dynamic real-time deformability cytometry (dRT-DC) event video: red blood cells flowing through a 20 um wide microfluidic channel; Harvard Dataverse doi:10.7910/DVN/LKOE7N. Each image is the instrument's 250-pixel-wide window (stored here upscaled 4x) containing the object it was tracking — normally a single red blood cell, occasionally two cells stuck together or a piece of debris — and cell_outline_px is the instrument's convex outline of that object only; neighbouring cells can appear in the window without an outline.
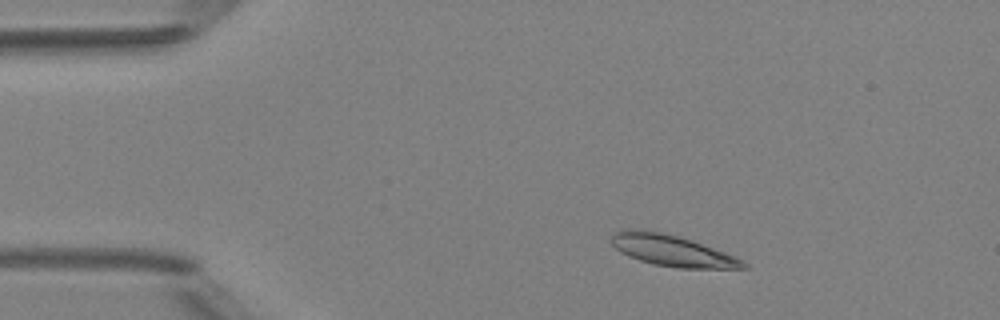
{"species": "Egyptian fruit bat (a non-hibernating species)", "species_latin": "Rousettus aegyptiacus", "temperature_condition": "room temperature", "stored_images_in_passage": 4, "camera_frame_rate_fps": 3000, "um_per_image_px": 0.085, "animal": {"sex": "female"}, "frame": {"image": 1, "passage_image": 1, "time_ms": 0.0, "image_size_px": [1000, 320], "cell_outline_px": [[748, 268], [676, 268], [652, 264], [628, 256], [620, 252], [612, 244], [612, 236], [620, 228], [640, 228], [660, 232], [692, 240], [736, 256], [744, 260], [748, 264]], "centroid_in_image_um": [57.12, 21.29], "position_along_channel_um": 27.9, "area_um2": 24.16}}
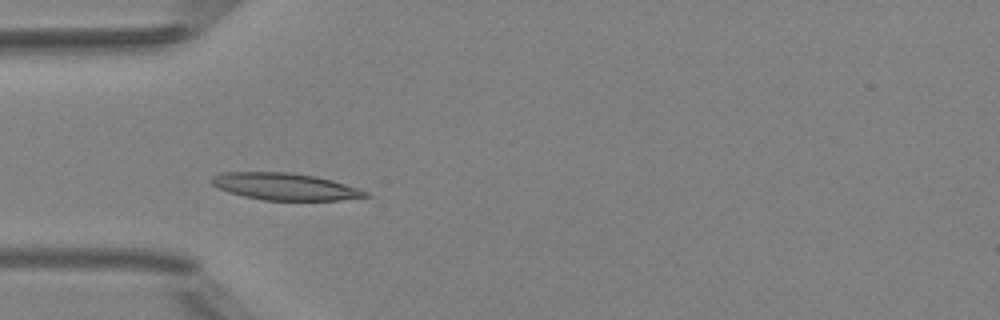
{"frame": {"image": 2, "passage_image": 3, "time_ms": 2.333, "image_size_px": [1000, 320], "cell_outline_px": [[372, 196], [336, 200], [264, 200], [244, 196], [228, 192], [212, 184], [212, 176], [220, 172], [288, 172], [316, 176], [332, 180], [368, 192]], "centroid_in_image_um": [24.21, 15.85], "position_along_channel_um": 60.8, "area_um2": 23.99}}
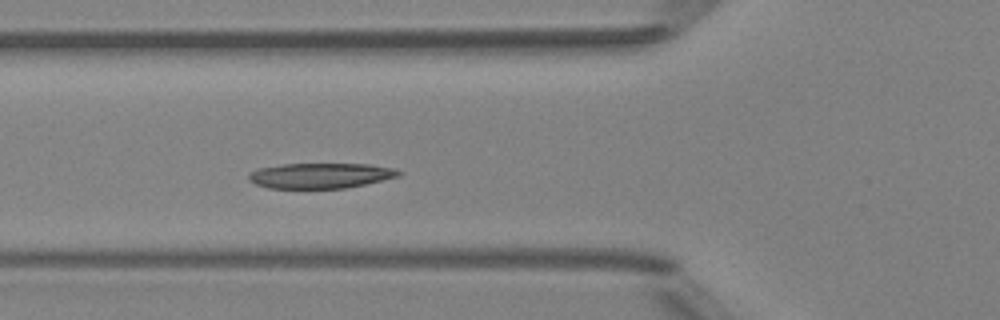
{"frame": {"image": 3, "passage_image": 4, "time_ms": 3.333, "image_size_px": [1000, 320], "cell_outline_px": [[404, 172], [400, 176], [348, 188], [268, 188], [256, 184], [248, 180], [248, 172], [256, 168], [284, 164], [368, 164], [392, 168]], "centroid_in_image_um": [27.22, 14.92], "position_along_channel_um": 98.6, "area_um2": 22.25}}